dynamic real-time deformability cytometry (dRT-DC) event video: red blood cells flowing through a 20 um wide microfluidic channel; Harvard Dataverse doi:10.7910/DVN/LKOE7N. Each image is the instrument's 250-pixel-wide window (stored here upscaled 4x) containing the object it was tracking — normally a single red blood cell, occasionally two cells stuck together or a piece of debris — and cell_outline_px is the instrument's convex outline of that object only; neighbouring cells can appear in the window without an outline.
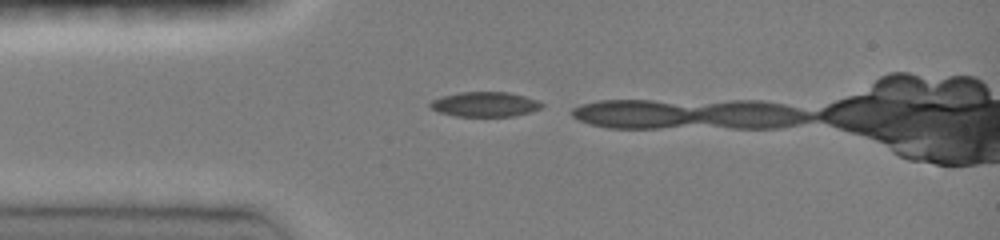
{"species": "common noctule bat (a hibernating species)", "species_latin": "Nyctalus noctula", "temperature_condition": "room temperature", "stored_images_in_passage": 3, "camera_frame_rate_fps": 3000, "um_per_image_px": 0.085, "animal": {"sex": "female", "body_mass_g": 19.0, "forearm_length_mm": 51.5}, "frame": {"image": 1, "passage_image": 1, "time_ms": 0.0, "image_size_px": [1000, 240], "cell_outline_px": [[544, 104], [540, 108], [528, 112], [512, 116], [456, 116], [440, 112], [432, 108], [428, 104], [432, 100], [440, 96], [460, 92], [508, 92], [524, 96], [536, 100]], "centroid_in_image_um": [41.18, 8.85], "position_along_channel_um": 43.8, "area_um2": 15.95}}